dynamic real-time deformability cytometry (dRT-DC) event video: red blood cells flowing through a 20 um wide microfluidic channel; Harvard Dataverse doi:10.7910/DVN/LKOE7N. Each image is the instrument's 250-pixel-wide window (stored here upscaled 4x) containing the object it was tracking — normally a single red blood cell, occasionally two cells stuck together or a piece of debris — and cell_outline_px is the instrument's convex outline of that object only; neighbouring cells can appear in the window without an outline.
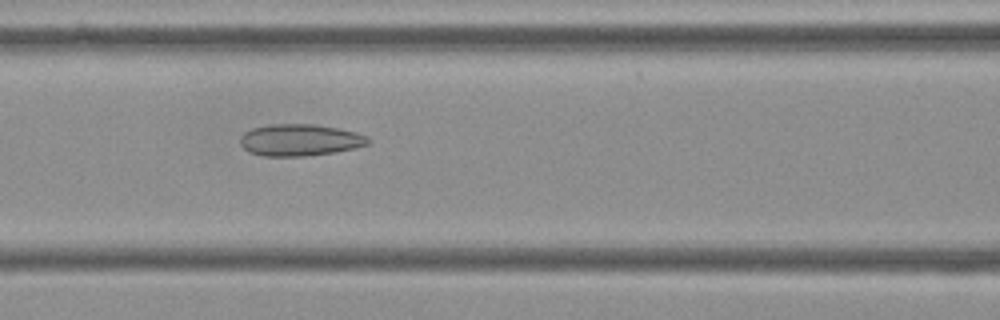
{"species": "Egyptian fruit bat (a non-hibernating species)", "species_latin": "Rousettus aegyptiacus", "temperature_condition": "cold", "stored_images_in_passage": 55, "camera_frame_rate_fps": 3000, "um_per_image_px": 0.085, "frame": {"image": 1, "passage_image": 23, "time_ms": 7.333, "image_size_px": [1000, 320], "cell_outline_px": [[372, 140], [368, 144], [356, 148], [336, 152], [304, 156], [264, 156], [248, 152], [240, 144], [240, 136], [244, 132], [252, 128], [268, 124], [316, 124], [340, 128], [356, 132], [368, 136]], "centroid_in_image_um": [25.51, 11.89], "position_along_channel_um": 141.1, "area_um2": 24.04}}
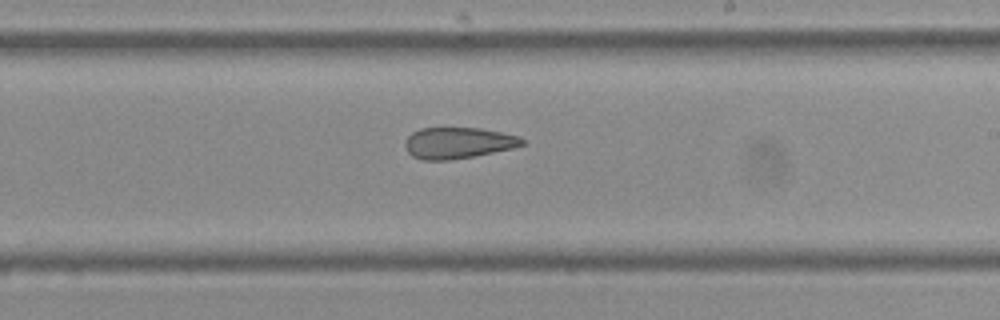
{"frame": {"image": 2, "passage_image": 32, "time_ms": 10.333, "image_size_px": [1000, 320], "cell_outline_px": [[524, 144], [512, 148], [472, 156], [448, 160], [420, 160], [412, 156], [404, 148], [404, 140], [412, 132], [420, 128], [480, 128], [520, 136], [524, 140]], "centroid_in_image_um": [38.88, 12.14], "position_along_channel_um": 250.1, "area_um2": 21.27}}
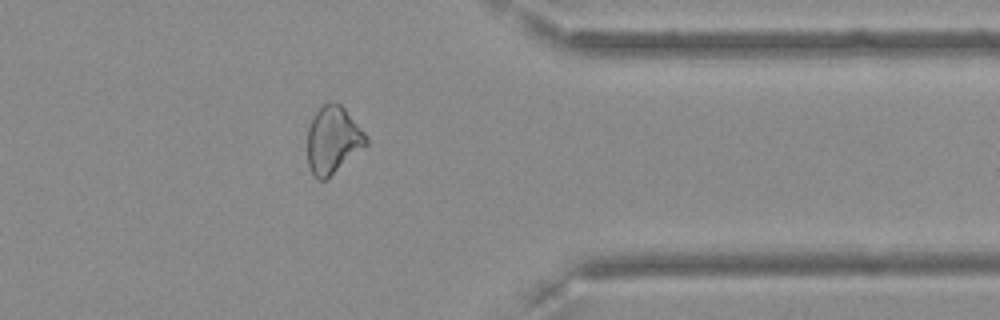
{"frame": {"image": 3, "passage_image": 44, "time_ms": 14.333, "image_size_px": [1000, 320], "cell_outline_px": [[368, 144], [324, 180], [316, 180], [312, 176], [308, 164], [308, 128], [316, 112], [328, 100], [336, 100], [344, 108], [368, 136]], "centroid_in_image_um": [28.29, 11.88], "position_along_channel_um": 383.1, "area_um2": 22.89}, "authors_computed_cell_mechanics": {"area_um2": 24.854, "velocity_mm_per_s": 3.6404, "shape_relaxation_time_tau1_ms": null, "shape_relaxation_time_tau2_ms": 3.3215, "deformation_change_tau1": null, "deformation_change_tau2": 0.1152}}